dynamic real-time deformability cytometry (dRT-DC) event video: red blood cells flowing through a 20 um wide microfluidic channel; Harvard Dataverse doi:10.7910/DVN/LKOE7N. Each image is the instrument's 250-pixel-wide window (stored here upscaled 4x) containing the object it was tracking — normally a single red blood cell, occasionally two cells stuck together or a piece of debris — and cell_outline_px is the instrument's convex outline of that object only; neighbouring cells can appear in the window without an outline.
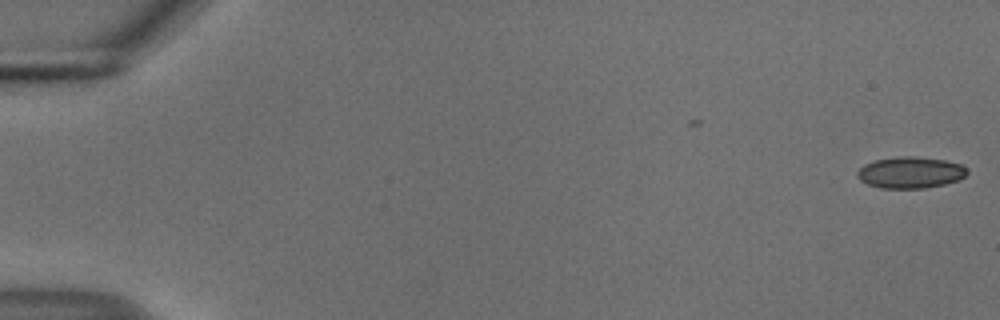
{"species": "common noctule bat (a hibernating species)", "species_latin": "Nyctalus noctula", "temperature_condition": "cold", "stored_images_in_passage": 19, "camera_frame_rate_fps": 3000, "um_per_image_px": 0.085, "animal": {"sex": "male", "body_mass_g": 18.8}, "frame": {"image": 1, "passage_image": 1, "time_ms": 0.0, "image_size_px": [1000, 320], "cell_outline_px": [[968, 172], [960, 180], [944, 184], [924, 188], [880, 188], [868, 184], [860, 180], [856, 176], [856, 172], [864, 164], [876, 160], [900, 156], [916, 156], [944, 160], [960, 164], [968, 168]], "centroid_in_image_um": [77.38, 14.66], "position_along_channel_um": 7.6, "area_um2": 20.17}}
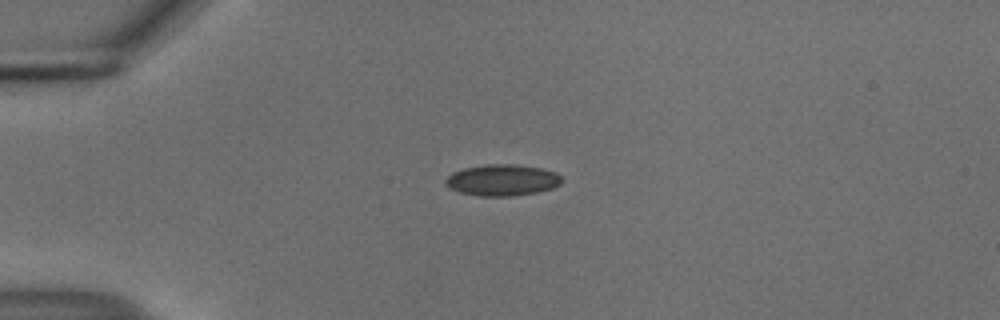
{"frame": {"image": 2, "passage_image": 14, "time_ms": 4.333, "image_size_px": [1000, 320], "cell_outline_px": [[560, 184], [552, 188], [536, 192], [512, 196], [480, 196], [460, 192], [448, 188], [444, 184], [444, 180], [452, 172], [464, 168], [488, 164], [512, 164], [540, 168], [556, 172], [560, 176]], "centroid_in_image_um": [42.64, 15.31], "position_along_channel_um": 42.4, "area_um2": 21.15}}